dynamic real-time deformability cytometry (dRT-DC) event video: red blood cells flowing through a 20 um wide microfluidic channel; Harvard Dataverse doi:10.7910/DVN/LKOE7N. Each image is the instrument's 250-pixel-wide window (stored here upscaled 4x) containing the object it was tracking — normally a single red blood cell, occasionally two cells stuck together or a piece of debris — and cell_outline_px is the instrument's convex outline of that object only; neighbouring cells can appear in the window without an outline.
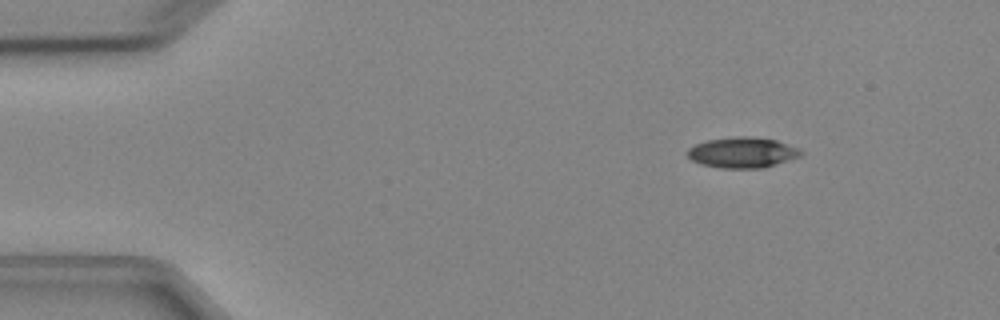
{"species": "Egyptian fruit bat (a non-hibernating species)", "species_latin": "Rousettus aegyptiacus", "temperature_condition": "cold", "stored_images_in_passage": 3, "camera_frame_rate_fps": 3000, "um_per_image_px": 0.085, "animal": {"sex": "female"}, "frame": {"image": 1, "passage_image": 1, "time_ms": 0.0, "image_size_px": [1000, 320], "cell_outline_px": [[804, 152], [800, 156], [764, 168], [720, 168], [700, 164], [692, 160], [688, 156], [688, 148], [696, 144], [708, 140], [736, 136], [748, 136], [776, 140], [796, 148]], "centroid_in_image_um": [63.08, 12.97], "position_along_channel_um": 21.9, "area_um2": 20.06}}